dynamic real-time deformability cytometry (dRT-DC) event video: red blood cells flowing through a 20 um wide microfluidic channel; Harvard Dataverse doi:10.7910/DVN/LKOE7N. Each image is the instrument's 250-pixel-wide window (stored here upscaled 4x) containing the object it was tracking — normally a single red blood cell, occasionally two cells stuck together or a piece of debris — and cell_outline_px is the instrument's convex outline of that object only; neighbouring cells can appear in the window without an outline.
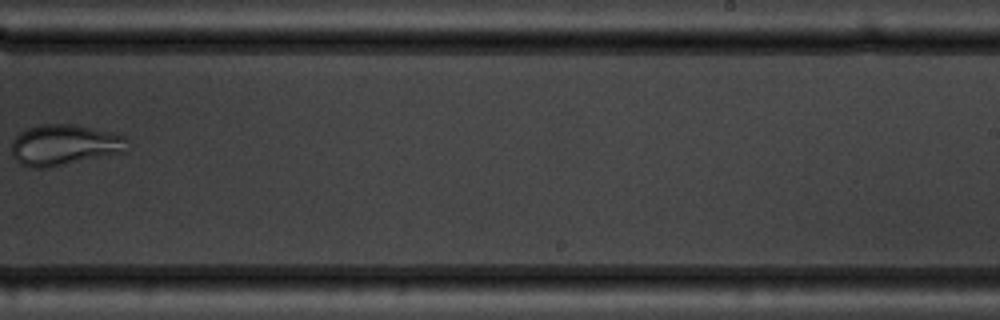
{"species": "common noctule bat (a hibernating species)", "species_latin": "Nyctalus noctula", "temperature_condition": "warm", "stored_images_in_passage": 7, "camera_frame_rate_fps": 3000, "um_per_image_px": 0.085, "animal": {"sex": "male", "body_mass_g": 19.5, "forearm_length_mm": 54.6}, "frame": {"image": 1, "passage_image": 6, "time_ms": 6.0, "image_size_px": [1000, 320], "cell_outline_px": [[128, 152], [48, 168], [28, 168], [20, 164], [12, 156], [12, 140], [20, 132], [28, 128], [44, 124], [72, 124], [108, 132], [124, 136]], "centroid_in_image_um": [5.44, 12.35], "position_along_channel_um": 283.6, "area_um2": 27.63}}
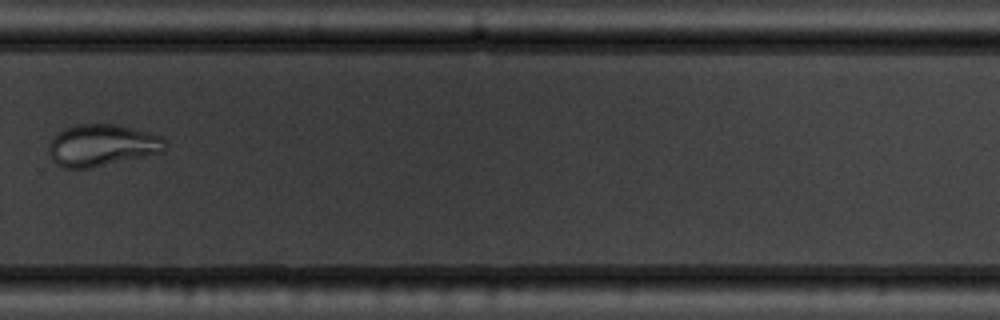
{"frame": {"image": 2, "passage_image": 7, "time_ms": 7.0, "image_size_px": [1000, 320], "cell_outline_px": [[164, 152], [92, 168], [64, 168], [56, 164], [52, 160], [48, 152], [48, 144], [64, 128], [76, 124], [120, 124], [148, 132], [160, 136], [164, 140]], "centroid_in_image_um": [8.65, 12.35], "position_along_channel_um": 321.1, "area_um2": 28.44}}